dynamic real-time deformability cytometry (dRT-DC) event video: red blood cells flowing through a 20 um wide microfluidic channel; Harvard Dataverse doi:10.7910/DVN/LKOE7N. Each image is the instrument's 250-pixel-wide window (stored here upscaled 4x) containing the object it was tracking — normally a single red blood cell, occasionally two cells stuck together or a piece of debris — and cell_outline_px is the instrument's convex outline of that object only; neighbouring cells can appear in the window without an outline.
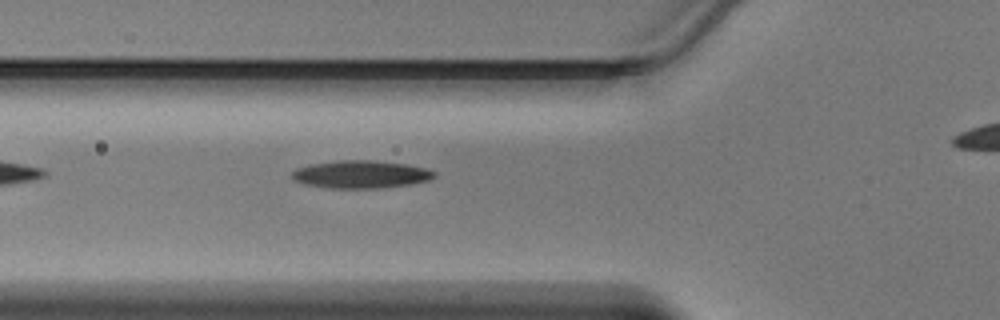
{"species": "Egyptian fruit bat (a non-hibernating species)", "species_latin": "Rousettus aegyptiacus", "temperature_condition": "warm", "stored_images_in_passage": 29, "camera_frame_rate_fps": 3000, "um_per_image_px": 0.085, "animal": {"sex": "male"}, "frame": {"image": 1, "passage_image": 4, "time_ms": 1.0, "image_size_px": [1000, 320], "cell_outline_px": [[436, 176], [428, 180], [408, 184], [380, 188], [328, 188], [308, 184], [296, 180], [292, 176], [292, 172], [296, 168], [308, 164], [336, 160], [368, 160], [404, 164], [424, 168], [436, 172]], "centroid_in_image_um": [30.64, 14.81], "position_along_channel_um": 95.2, "area_um2": 22.72}}
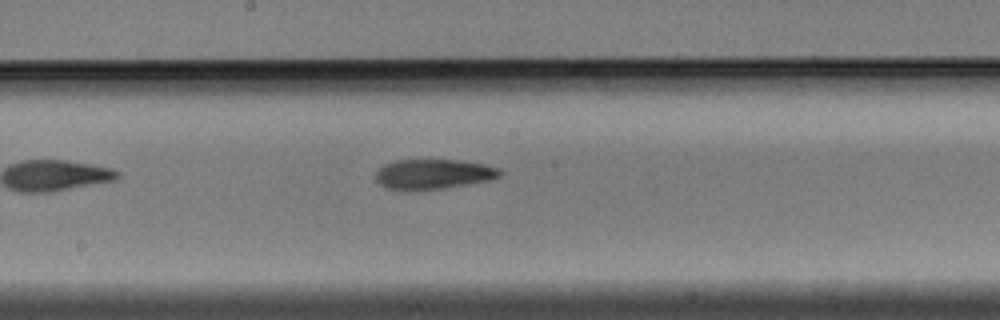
{"frame": {"image": 2, "passage_image": 12, "time_ms": 3.667, "image_size_px": [1000, 320], "cell_outline_px": [[504, 172], [500, 176], [492, 180], [444, 188], [388, 188], [380, 184], [376, 180], [376, 172], [384, 164], [396, 160], [456, 160], [484, 164], [500, 168]], "centroid_in_image_um": [36.91, 14.77], "position_along_channel_um": 211.3, "area_um2": 21.21}}
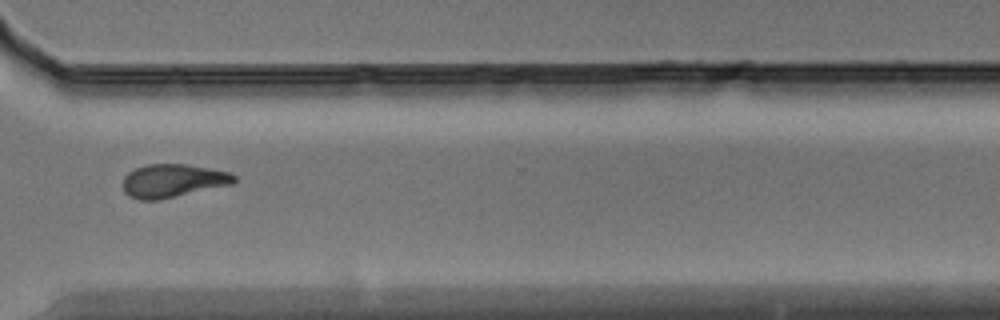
{"frame": {"image": 3, "passage_image": 22, "time_ms": 7.0, "image_size_px": [1000, 320], "cell_outline_px": [[236, 180], [232, 184], [156, 200], [140, 200], [128, 196], [124, 192], [124, 176], [128, 172], [136, 168], [148, 164], [184, 164], [208, 168], [228, 172], [236, 176]], "centroid_in_image_um": [14.66, 15.36], "position_along_channel_um": 355.9, "area_um2": 21.27}}